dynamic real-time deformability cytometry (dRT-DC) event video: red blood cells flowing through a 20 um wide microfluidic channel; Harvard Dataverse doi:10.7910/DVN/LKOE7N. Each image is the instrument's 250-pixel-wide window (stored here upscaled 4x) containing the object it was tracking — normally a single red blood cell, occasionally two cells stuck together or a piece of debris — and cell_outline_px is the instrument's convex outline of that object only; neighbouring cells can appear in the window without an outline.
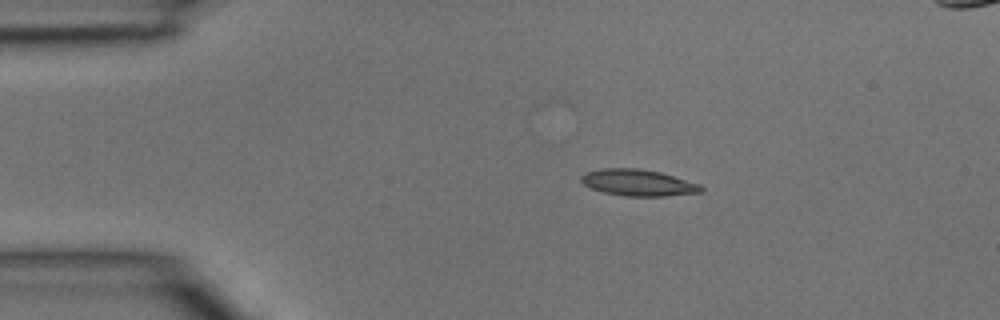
{"species": "common noctule bat (a hibernating species)", "species_latin": "Nyctalus noctula", "temperature_condition": "room temperature", "stored_images_in_passage": 3, "camera_frame_rate_fps": 3000, "um_per_image_px": 0.085, "animal": {"sex": "male", "body_mass_g": 15.6}, "frame": {"image": 1, "passage_image": 1, "time_ms": 0.0, "image_size_px": [1000, 320], "cell_outline_px": [[704, 192], [664, 196], [624, 196], [604, 192], [592, 188], [584, 184], [580, 180], [580, 176], [588, 172], [604, 168], [636, 168], [660, 172], [700, 184], [704, 188]], "centroid_in_image_um": [54.27, 15.53], "position_along_channel_um": 30.7, "area_um2": 18.38}}